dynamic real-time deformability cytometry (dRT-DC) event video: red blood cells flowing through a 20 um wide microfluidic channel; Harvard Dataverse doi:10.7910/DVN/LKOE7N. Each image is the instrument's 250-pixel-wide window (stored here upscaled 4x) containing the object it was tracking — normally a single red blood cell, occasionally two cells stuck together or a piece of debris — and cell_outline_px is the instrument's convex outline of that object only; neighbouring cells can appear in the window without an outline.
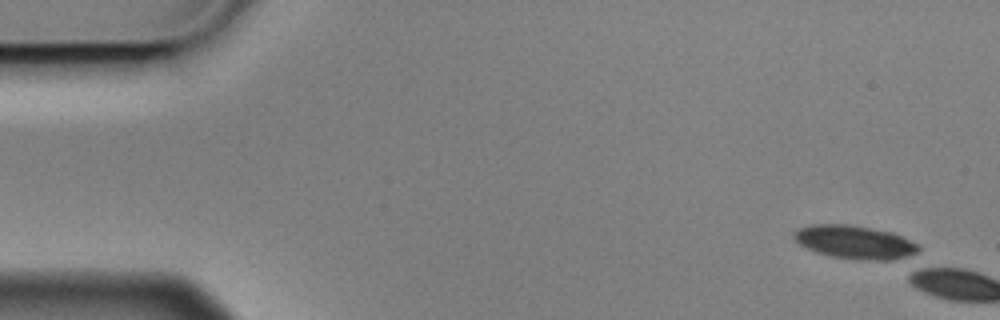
{"species": "Egyptian fruit bat (a non-hibernating species)", "species_latin": "Rousettus aegyptiacus", "temperature_condition": "cold", "stored_images_in_passage": 2, "camera_frame_rate_fps": 3000, "um_per_image_px": 0.085, "animal": {"sex": "male"}, "frame": {"image": 1, "passage_image": 1, "time_ms": 0.0, "image_size_px": [1000, 320], "cell_outline_px": [[920, 248], [916, 256], [888, 260], [856, 260], [828, 256], [816, 252], [800, 244], [792, 236], [792, 232], [796, 228], [812, 224], [852, 224], [892, 232], [920, 244]], "centroid_in_image_um": [72.68, 20.58], "position_along_channel_um": 12.3, "area_um2": 24.8}}